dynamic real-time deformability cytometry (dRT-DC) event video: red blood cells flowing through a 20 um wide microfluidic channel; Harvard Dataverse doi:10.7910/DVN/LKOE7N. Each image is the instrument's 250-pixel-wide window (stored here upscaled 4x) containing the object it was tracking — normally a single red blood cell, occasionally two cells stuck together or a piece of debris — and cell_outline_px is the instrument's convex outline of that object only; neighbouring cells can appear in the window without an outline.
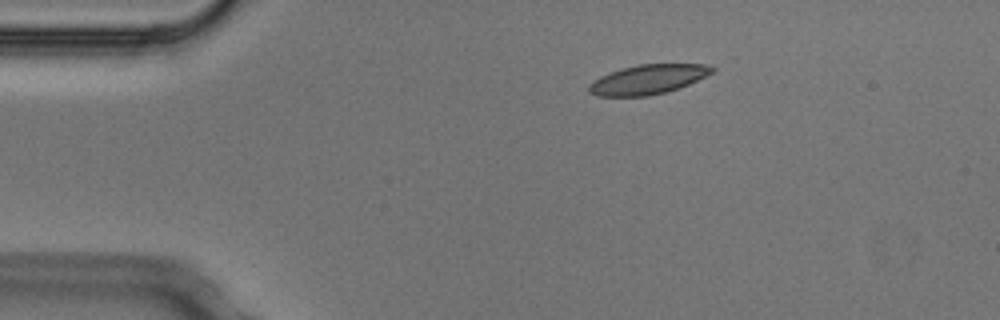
{"species": "Egyptian fruit bat (a non-hibernating species)", "species_latin": "Rousettus aegyptiacus", "temperature_condition": "cold", "stored_images_in_passage": 5, "camera_frame_rate_fps": 3000, "um_per_image_px": 0.085, "animal": {"sex": "male"}, "frame": {"image": 1, "passage_image": 3, "time_ms": 0.667, "image_size_px": [1000, 320], "cell_outline_px": [[716, 68], [712, 72], [680, 88], [648, 96], [596, 96], [588, 92], [588, 84], [592, 80], [600, 76], [636, 64], [704, 64]], "centroid_in_image_um": [55.02, 6.75], "position_along_channel_um": 30.0, "area_um2": 21.04}}
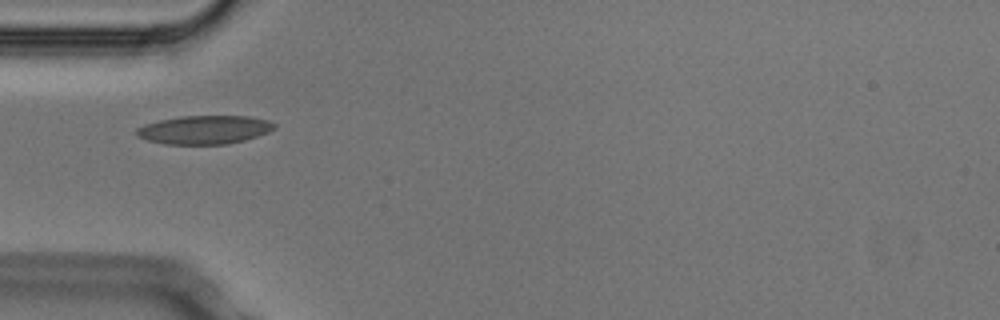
{"frame": {"image": 2, "passage_image": 5, "time_ms": 1.333, "image_size_px": [1000, 320], "cell_outline_px": [[276, 128], [268, 132], [244, 140], [228, 144], [164, 144], [148, 140], [136, 136], [136, 128], [144, 124], [160, 120], [180, 116], [248, 116], [268, 120], [276, 124]], "centroid_in_image_um": [17.37, 11.03], "position_along_channel_um": 67.6, "area_um2": 22.95}}